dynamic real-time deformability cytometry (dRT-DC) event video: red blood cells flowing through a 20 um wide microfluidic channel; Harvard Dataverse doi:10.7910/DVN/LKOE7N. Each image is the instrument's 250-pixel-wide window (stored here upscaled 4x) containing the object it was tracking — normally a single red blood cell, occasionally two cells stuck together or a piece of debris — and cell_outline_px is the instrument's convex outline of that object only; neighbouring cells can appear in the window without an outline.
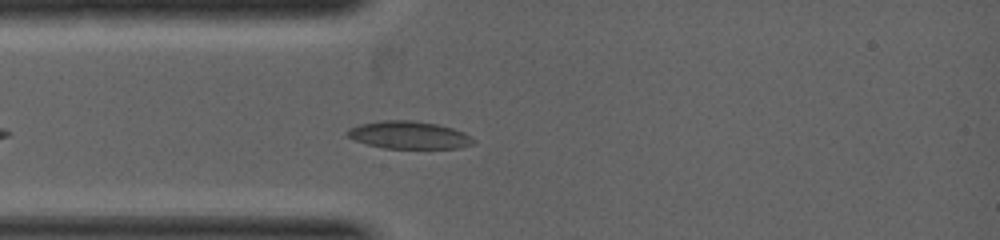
{"species": "common noctule bat (a hibernating species)", "species_latin": "Nyctalus noctula", "temperature_condition": "warm", "stored_images_in_passage": 26, "camera_frame_rate_fps": 5000, "um_per_image_px": 0.085, "animal": {"sex": "female", "body_mass_g": 19.0, "forearm_length_mm": 53.3}, "frame": {"image": 1, "passage_image": 5, "time_ms": 0.8, "image_size_px": [1000, 240], "cell_outline_px": [[476, 140], [472, 144], [460, 148], [384, 148], [368, 144], [356, 140], [348, 136], [344, 132], [348, 128], [360, 124], [380, 120], [412, 120], [436, 124], [452, 128], [464, 132]], "centroid_in_image_um": [34.75, 11.47], "position_along_channel_um": 50.2, "area_um2": 20.23}}
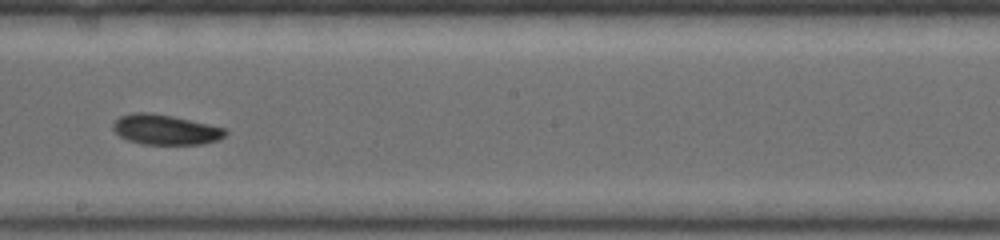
{"frame": {"image": 2, "passage_image": 15, "time_ms": 3.2, "image_size_px": [1000, 240], "cell_outline_px": [[228, 132], [220, 140], [204, 144], [144, 144], [128, 140], [120, 136], [112, 128], [112, 124], [120, 116], [132, 112], [148, 112], [172, 116], [228, 128]], "centroid_in_image_um": [14.1, 11.02], "position_along_channel_um": 234.1, "area_um2": 19.83}}
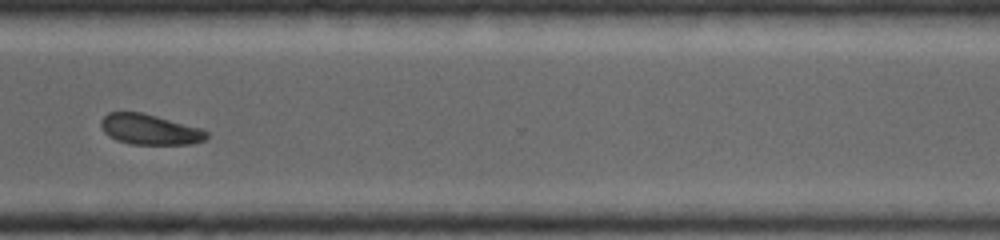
{"frame": {"image": 3, "passage_image": 21, "time_ms": 4.8, "image_size_px": [1000, 240], "cell_outline_px": [[208, 136], [204, 140], [192, 144], [128, 144], [116, 140], [108, 136], [104, 132], [100, 124], [100, 120], [108, 112], [140, 112], [204, 128], [208, 132]], "centroid_in_image_um": [12.73, 11.0], "position_along_channel_um": 357.9, "area_um2": 18.9}}